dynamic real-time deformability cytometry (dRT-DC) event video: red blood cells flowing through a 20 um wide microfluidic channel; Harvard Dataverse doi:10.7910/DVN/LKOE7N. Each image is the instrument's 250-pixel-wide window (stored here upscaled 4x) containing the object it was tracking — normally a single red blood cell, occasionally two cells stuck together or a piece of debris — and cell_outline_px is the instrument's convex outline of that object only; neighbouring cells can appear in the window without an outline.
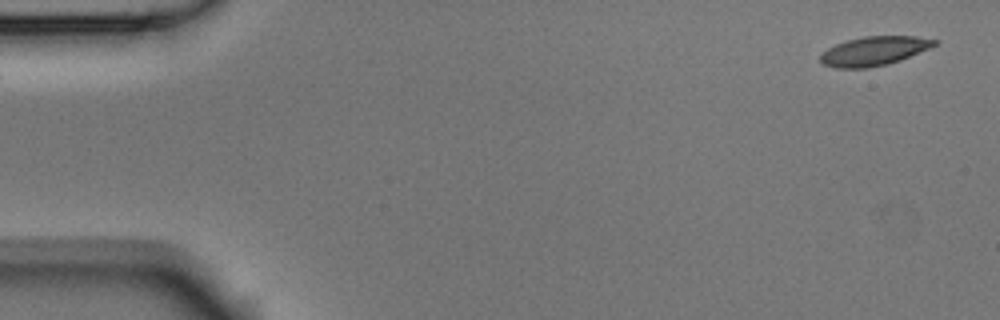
{"species": "Egyptian fruit bat (a non-hibernating species)", "species_latin": "Rousettus aegyptiacus", "temperature_condition": "room temperature", "stored_images_in_passage": 6, "camera_frame_rate_fps": 3000, "um_per_image_px": 0.085, "animal": {"sex": "male"}, "frame": {"image": 1, "passage_image": 1, "time_ms": 0.0, "image_size_px": [1000, 320], "cell_outline_px": [[940, 40], [936, 44], [928, 48], [900, 60], [888, 64], [868, 68], [832, 68], [824, 64], [820, 60], [820, 56], [828, 48], [836, 44], [848, 40], [864, 36], [916, 36]], "centroid_in_image_um": [74.29, 4.34], "position_along_channel_um": 10.7, "area_um2": 19.19}}
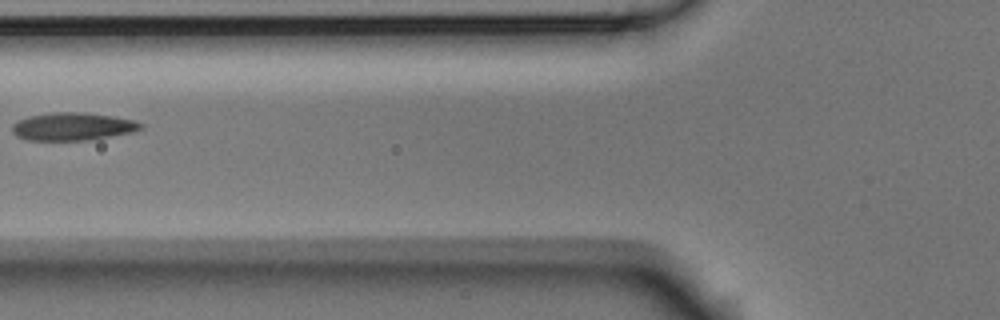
{"frame": {"image": 2, "passage_image": 5, "time_ms": 1.333, "image_size_px": [1000, 320], "cell_outline_px": [[144, 128], [132, 132], [88, 140], [28, 140], [16, 136], [12, 132], [12, 124], [16, 120], [28, 116], [52, 112], [84, 112], [112, 116], [136, 120], [144, 124]], "centroid_in_image_um": [6.17, 10.74], "position_along_channel_um": 119.6, "area_um2": 21.04}}
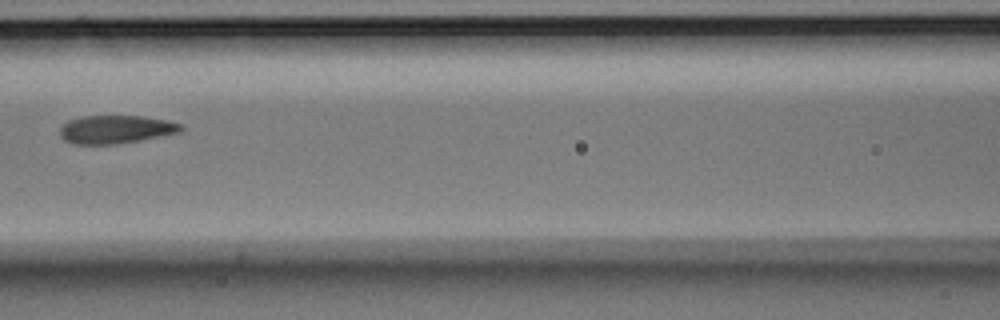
{"frame": {"image": 3, "passage_image": 6, "time_ms": 1.667, "image_size_px": [1000, 320], "cell_outline_px": [[184, 128], [180, 132], [140, 140], [116, 144], [72, 144], [64, 140], [60, 136], [60, 128], [68, 120], [84, 116], [140, 116], [164, 120], [184, 124]], "centroid_in_image_um": [9.83, 11.0], "position_along_channel_um": 156.8, "area_um2": 19.83}}